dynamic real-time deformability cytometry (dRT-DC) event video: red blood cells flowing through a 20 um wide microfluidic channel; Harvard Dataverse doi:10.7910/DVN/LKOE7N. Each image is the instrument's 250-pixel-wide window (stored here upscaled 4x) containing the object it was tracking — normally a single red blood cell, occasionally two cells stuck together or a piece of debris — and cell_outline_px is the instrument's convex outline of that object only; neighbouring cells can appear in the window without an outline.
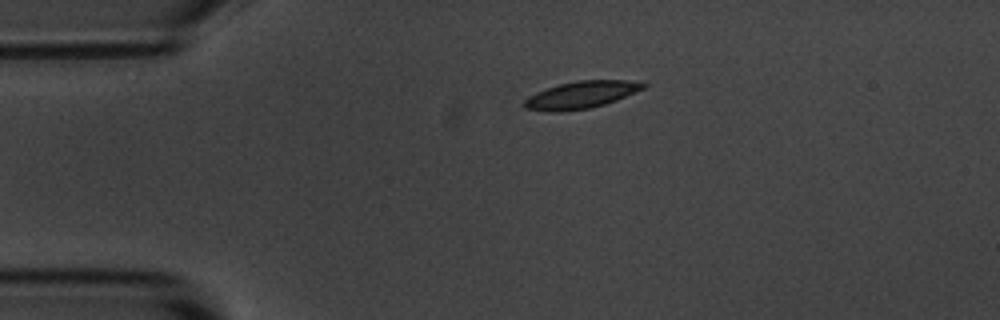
{"species": "common noctule bat (a hibernating species)", "species_latin": "Nyctalus noctula", "temperature_condition": "room temperature", "stored_images_in_passage": 2, "camera_frame_rate_fps": 3000, "um_per_image_px": 0.085, "animal": {"sex": "male", "body_mass_g": 20.1, "forearm_length_mm": 53.5}, "frame": {"image": 1, "passage_image": 1, "time_ms": 0.0, "image_size_px": [1000, 320], "cell_outline_px": [[648, 84], [644, 88], [616, 100], [592, 108], [560, 112], [548, 112], [524, 108], [520, 104], [528, 96], [536, 92], [560, 84], [576, 80], [624, 80]], "centroid_in_image_um": [49.32, 8.08], "position_along_channel_um": 35.7, "area_um2": 18.9}}